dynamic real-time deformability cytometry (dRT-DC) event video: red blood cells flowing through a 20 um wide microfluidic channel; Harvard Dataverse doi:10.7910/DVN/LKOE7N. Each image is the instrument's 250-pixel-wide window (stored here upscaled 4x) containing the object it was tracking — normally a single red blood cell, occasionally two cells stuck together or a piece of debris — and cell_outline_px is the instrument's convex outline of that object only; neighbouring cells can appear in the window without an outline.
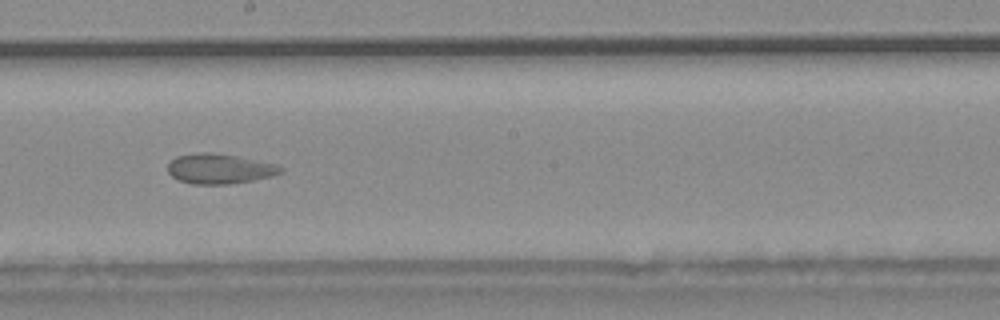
{"species": "common noctule bat (a hibernating species)", "species_latin": "Nyctalus noctula", "temperature_condition": "warm", "stored_images_in_passage": 48, "camera_frame_rate_fps": 3000, "um_per_image_px": 0.085, "animal": {"sex": "male", "body_mass_g": 20.4}, "frame": {"image": 1, "passage_image": 28, "time_ms": 9.0, "image_size_px": [1000, 320], "cell_outline_px": [[284, 172], [272, 176], [252, 180], [228, 184], [192, 184], [180, 180], [172, 176], [168, 172], [168, 164], [176, 156], [204, 152], [208, 152], [236, 156], [276, 164], [284, 168]], "centroid_in_image_um": [18.68, 14.35], "position_along_channel_um": 229.5, "area_um2": 19.54}}